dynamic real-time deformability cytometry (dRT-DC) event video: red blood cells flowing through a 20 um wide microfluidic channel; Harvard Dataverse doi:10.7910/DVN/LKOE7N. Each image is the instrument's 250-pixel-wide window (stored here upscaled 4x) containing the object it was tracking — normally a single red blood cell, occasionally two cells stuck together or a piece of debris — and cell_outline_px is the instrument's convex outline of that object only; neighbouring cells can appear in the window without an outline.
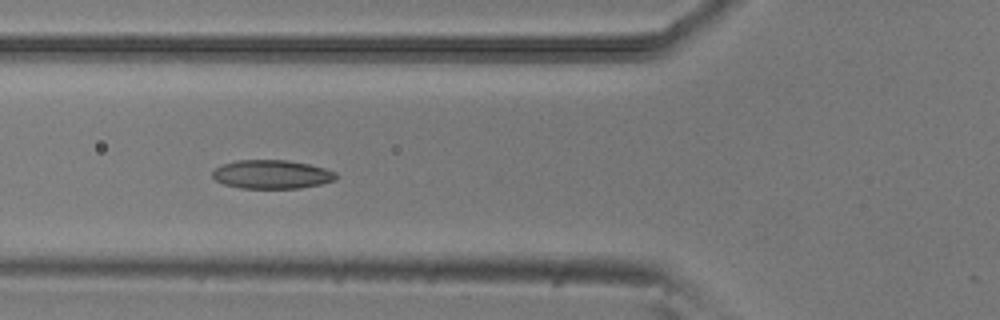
{"species": "common noctule bat (a hibernating species)", "species_latin": "Nyctalus noctula", "temperature_condition": "room temperature", "stored_images_in_passage": 19, "camera_frame_rate_fps": 3000, "um_per_image_px": 0.085, "animal": {"sex": "male", "body_mass_g": 20.5, "forearm_length_mm": 52.5}, "frame": {"image": 1, "passage_image": 6, "time_ms": 1.667, "image_size_px": [1000, 320], "cell_outline_px": [[336, 180], [320, 184], [300, 188], [240, 188], [224, 184], [216, 180], [212, 176], [212, 172], [216, 168], [224, 164], [236, 160], [288, 160], [308, 164], [324, 168], [336, 172]], "centroid_in_image_um": [23.1, 14.82], "position_along_channel_um": 102.7, "area_um2": 20.58}}
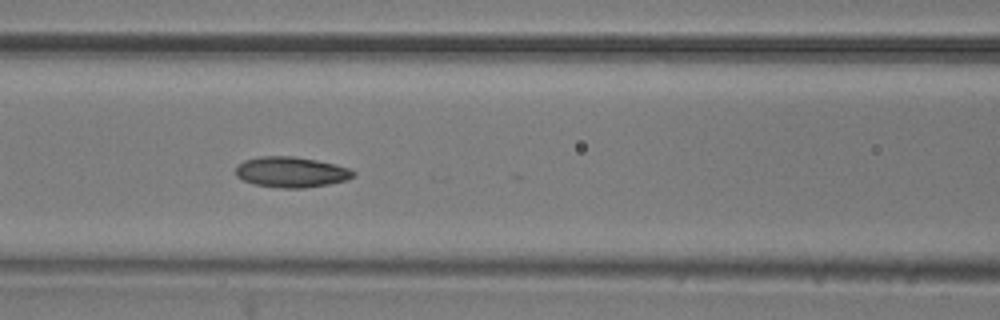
{"frame": {"image": 2, "passage_image": 9, "time_ms": 2.667, "image_size_px": [1000, 320], "cell_outline_px": [[356, 172], [348, 180], [328, 184], [304, 188], [284, 188], [256, 184], [244, 180], [236, 176], [236, 168], [244, 160], [260, 156], [292, 156], [316, 160], [348, 168]], "centroid_in_image_um": [24.75, 14.62], "position_along_channel_um": 141.9, "area_um2": 20.63}}
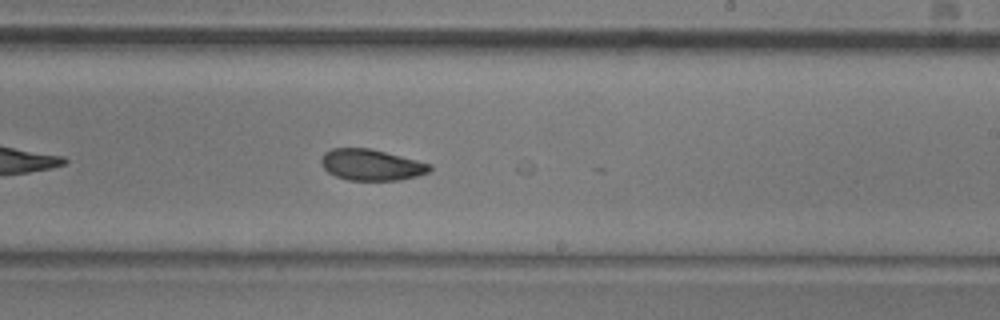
{"frame": {"image": 3, "passage_image": 18, "time_ms": 5.667, "image_size_px": [1000, 320], "cell_outline_px": [[432, 168], [428, 172], [416, 176], [400, 180], [348, 180], [336, 176], [328, 172], [320, 164], [320, 160], [324, 152], [332, 148], [368, 148], [432, 164]], "centroid_in_image_um": [31.53, 14.01], "position_along_channel_um": 257.5, "area_um2": 19.59}}